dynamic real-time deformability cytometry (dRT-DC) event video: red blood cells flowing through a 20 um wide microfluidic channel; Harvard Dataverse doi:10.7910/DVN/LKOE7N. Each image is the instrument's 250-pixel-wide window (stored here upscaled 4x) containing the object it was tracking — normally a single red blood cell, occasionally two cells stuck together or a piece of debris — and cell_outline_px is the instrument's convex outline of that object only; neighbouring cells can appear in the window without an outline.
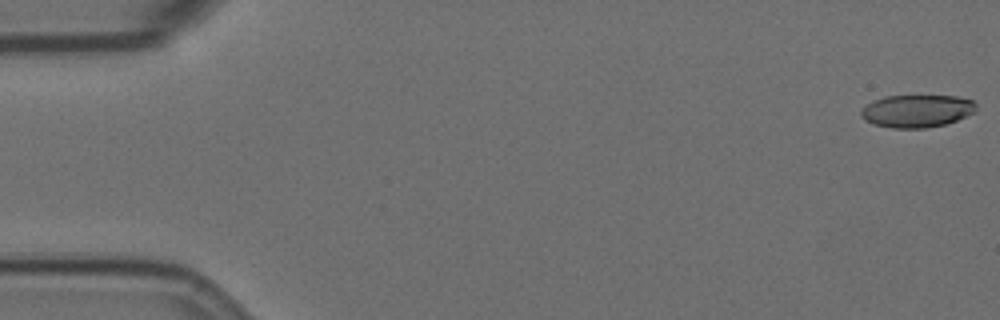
{"species": "Egyptian fruit bat (a non-hibernating species)", "species_latin": "Rousettus aegyptiacus", "temperature_condition": "room temperature", "stored_images_in_passage": 57, "camera_frame_rate_fps": 3000, "um_per_image_px": 0.085, "animal": {"sex": "female"}, "frame": {"image": 1, "passage_image": 1, "time_ms": 0.0, "image_size_px": [1000, 320], "cell_outline_px": [[976, 112], [956, 120], [944, 124], [928, 128], [892, 128], [872, 124], [864, 120], [860, 116], [860, 112], [872, 100], [884, 96], [956, 96], [972, 100], [976, 104]], "centroid_in_image_um": [77.92, 9.44], "position_along_channel_um": 7.1, "area_um2": 21.96}}
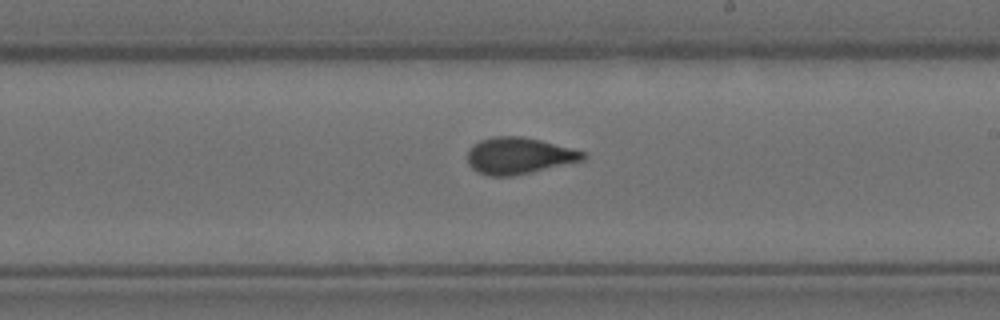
{"frame": {"image": 2, "passage_image": 33, "time_ms": 10.667, "image_size_px": [1000, 320], "cell_outline_px": [[588, 156], [584, 160], [512, 176], [488, 176], [472, 168], [468, 164], [468, 148], [472, 144], [480, 140], [496, 136], [524, 136], [540, 140], [584, 152]], "centroid_in_image_um": [44.07, 13.23], "position_along_channel_um": 244.9, "area_um2": 24.45}}
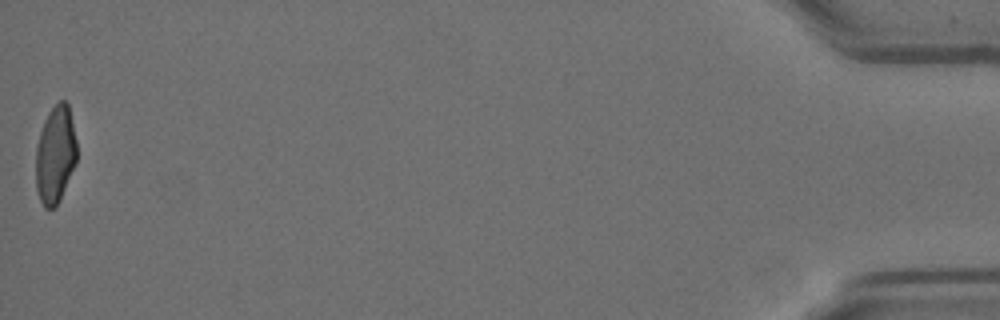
{"frame": {"image": 3, "passage_image": 57, "time_ms": 18.667, "image_size_px": [1000, 320], "cell_outline_px": [[76, 164], [60, 200], [52, 208], [44, 208], [40, 200], [36, 188], [36, 148], [40, 132], [44, 120], [48, 112], [60, 100], [64, 100], [68, 104], [76, 140]], "centroid_in_image_um": [4.7, 13.16], "position_along_channel_um": 430.5, "area_um2": 23.24}, "authors_computed_cell_mechanics": {"area_um2": 23.987, "velocity_mm_per_s": 3.5731, "shape_relaxation_time_tau1_ms": 6.4497, "shape_relaxation_time_tau2_ms": 0.908, "deformation_change_tau1": 0.2013, "deformation_change_tau2": 0.0745}}